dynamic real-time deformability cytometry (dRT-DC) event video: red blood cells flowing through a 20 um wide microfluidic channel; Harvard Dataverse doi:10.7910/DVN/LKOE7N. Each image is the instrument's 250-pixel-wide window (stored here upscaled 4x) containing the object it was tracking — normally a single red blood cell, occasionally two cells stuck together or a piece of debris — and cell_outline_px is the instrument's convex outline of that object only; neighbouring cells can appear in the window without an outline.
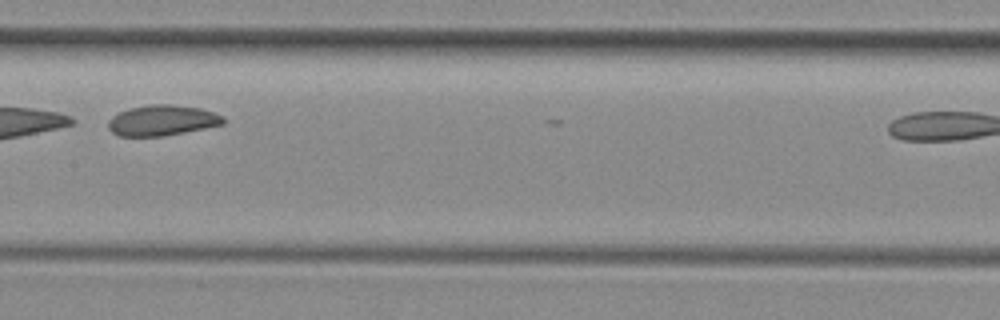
{"species": "common noctule bat (a hibernating species)", "species_latin": "Nyctalus noctula", "temperature_condition": "room temperature", "stored_images_in_passage": 19, "camera_frame_rate_fps": 3000, "um_per_image_px": 0.085, "animal": {"sex": "female", "body_mass_g": 29.2, "forearm_length_mm": 56.3}, "frame": {"image": 1, "passage_image": 18, "time_ms": 5.667, "image_size_px": [1000, 320], "cell_outline_px": [[224, 124], [184, 132], [160, 136], [120, 136], [112, 132], [108, 128], [108, 120], [112, 116], [128, 108], [152, 104], [172, 104], [200, 108], [212, 112], [220, 116], [224, 120]], "centroid_in_image_um": [13.74, 10.23], "position_along_channel_um": 193.7, "area_um2": 20.29}}